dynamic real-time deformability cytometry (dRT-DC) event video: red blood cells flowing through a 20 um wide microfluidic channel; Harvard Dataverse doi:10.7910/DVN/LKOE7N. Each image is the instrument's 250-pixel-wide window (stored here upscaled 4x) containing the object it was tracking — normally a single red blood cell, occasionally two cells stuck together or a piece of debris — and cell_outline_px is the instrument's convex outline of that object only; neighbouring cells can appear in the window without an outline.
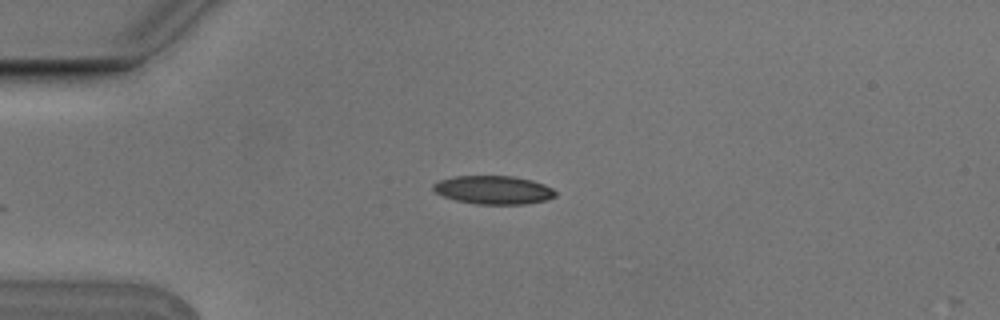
{"species": "Egyptian fruit bat (a non-hibernating species)", "species_latin": "Rousettus aegyptiacus", "temperature_condition": "cold", "stored_images_in_passage": 2, "camera_frame_rate_fps": 3000, "um_per_image_px": 0.085, "animal": {"sex": "male"}, "frame": {"image": 1, "passage_image": 1, "time_ms": 0.0, "image_size_px": [1000, 320], "cell_outline_px": [[556, 196], [548, 200], [528, 204], [476, 204], [456, 200], [444, 196], [436, 192], [432, 188], [432, 184], [440, 180], [452, 176], [512, 176], [532, 180], [544, 184], [552, 188], [556, 192]], "centroid_in_image_um": [41.97, 16.14], "position_along_channel_um": 43.0, "area_um2": 20.35}}